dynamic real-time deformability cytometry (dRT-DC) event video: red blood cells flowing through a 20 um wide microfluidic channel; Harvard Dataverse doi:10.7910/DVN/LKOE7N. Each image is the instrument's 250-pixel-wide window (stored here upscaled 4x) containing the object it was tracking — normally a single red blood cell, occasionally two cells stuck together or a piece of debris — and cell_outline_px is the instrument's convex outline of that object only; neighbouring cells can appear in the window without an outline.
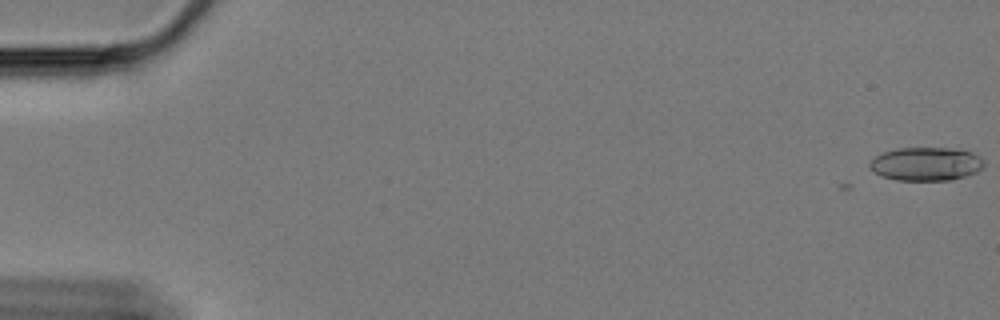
{"species": "Egyptian fruit bat (a non-hibernating species)", "species_latin": "Rousettus aegyptiacus", "temperature_condition": "cold", "stored_images_in_passage": 9, "camera_frame_rate_fps": 3000, "um_per_image_px": 0.085, "animal": {"sex": "female"}, "frame": {"image": 1, "passage_image": 1, "time_ms": 0.0, "image_size_px": [1000, 320], "cell_outline_px": [[984, 168], [976, 172], [952, 180], [896, 180], [880, 176], [868, 168], [868, 164], [876, 156], [884, 152], [896, 148], [960, 148], [972, 152], [980, 156], [984, 160]], "centroid_in_image_um": [78.73, 13.93], "position_along_channel_um": 6.3, "area_um2": 22.6}}